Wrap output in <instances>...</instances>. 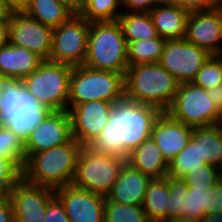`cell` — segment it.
<instances>
[{
  "label": "cell",
  "mask_w": 222,
  "mask_h": 222,
  "mask_svg": "<svg viewBox=\"0 0 222 222\" xmlns=\"http://www.w3.org/2000/svg\"><path fill=\"white\" fill-rule=\"evenodd\" d=\"M162 111L125 97L114 103L109 122L88 147L96 153L127 159L128 154L151 137Z\"/></svg>",
  "instance_id": "cell-1"
},
{
  "label": "cell",
  "mask_w": 222,
  "mask_h": 222,
  "mask_svg": "<svg viewBox=\"0 0 222 222\" xmlns=\"http://www.w3.org/2000/svg\"><path fill=\"white\" fill-rule=\"evenodd\" d=\"M50 111L23 86L22 79L0 75V125L24 144Z\"/></svg>",
  "instance_id": "cell-2"
},
{
  "label": "cell",
  "mask_w": 222,
  "mask_h": 222,
  "mask_svg": "<svg viewBox=\"0 0 222 222\" xmlns=\"http://www.w3.org/2000/svg\"><path fill=\"white\" fill-rule=\"evenodd\" d=\"M180 83L159 62L129 66L125 77V98L166 112Z\"/></svg>",
  "instance_id": "cell-3"
},
{
  "label": "cell",
  "mask_w": 222,
  "mask_h": 222,
  "mask_svg": "<svg viewBox=\"0 0 222 222\" xmlns=\"http://www.w3.org/2000/svg\"><path fill=\"white\" fill-rule=\"evenodd\" d=\"M83 146L70 142L32 154L23 167V179L53 190L72 184L79 152Z\"/></svg>",
  "instance_id": "cell-4"
},
{
  "label": "cell",
  "mask_w": 222,
  "mask_h": 222,
  "mask_svg": "<svg viewBox=\"0 0 222 222\" xmlns=\"http://www.w3.org/2000/svg\"><path fill=\"white\" fill-rule=\"evenodd\" d=\"M84 65L125 77L129 67L127 43L118 21L90 22Z\"/></svg>",
  "instance_id": "cell-5"
},
{
  "label": "cell",
  "mask_w": 222,
  "mask_h": 222,
  "mask_svg": "<svg viewBox=\"0 0 222 222\" xmlns=\"http://www.w3.org/2000/svg\"><path fill=\"white\" fill-rule=\"evenodd\" d=\"M125 97L124 76L85 65L73 67L69 79V111L73 106L102 100L116 103Z\"/></svg>",
  "instance_id": "cell-6"
},
{
  "label": "cell",
  "mask_w": 222,
  "mask_h": 222,
  "mask_svg": "<svg viewBox=\"0 0 222 222\" xmlns=\"http://www.w3.org/2000/svg\"><path fill=\"white\" fill-rule=\"evenodd\" d=\"M72 69L67 64L43 60L34 72L22 79L23 86L50 110H67Z\"/></svg>",
  "instance_id": "cell-7"
},
{
  "label": "cell",
  "mask_w": 222,
  "mask_h": 222,
  "mask_svg": "<svg viewBox=\"0 0 222 222\" xmlns=\"http://www.w3.org/2000/svg\"><path fill=\"white\" fill-rule=\"evenodd\" d=\"M127 159L100 154L83 146L79 152L72 185L104 196L110 192Z\"/></svg>",
  "instance_id": "cell-8"
},
{
  "label": "cell",
  "mask_w": 222,
  "mask_h": 222,
  "mask_svg": "<svg viewBox=\"0 0 222 222\" xmlns=\"http://www.w3.org/2000/svg\"><path fill=\"white\" fill-rule=\"evenodd\" d=\"M172 118L192 128L222 123V113L209 99L206 89L191 83H181L166 111Z\"/></svg>",
  "instance_id": "cell-9"
},
{
  "label": "cell",
  "mask_w": 222,
  "mask_h": 222,
  "mask_svg": "<svg viewBox=\"0 0 222 222\" xmlns=\"http://www.w3.org/2000/svg\"><path fill=\"white\" fill-rule=\"evenodd\" d=\"M89 28L90 22L80 14H74L54 28L49 60L72 67L84 65L87 56Z\"/></svg>",
  "instance_id": "cell-10"
},
{
  "label": "cell",
  "mask_w": 222,
  "mask_h": 222,
  "mask_svg": "<svg viewBox=\"0 0 222 222\" xmlns=\"http://www.w3.org/2000/svg\"><path fill=\"white\" fill-rule=\"evenodd\" d=\"M211 56L185 38L166 40L159 63L181 83H191Z\"/></svg>",
  "instance_id": "cell-11"
},
{
  "label": "cell",
  "mask_w": 222,
  "mask_h": 222,
  "mask_svg": "<svg viewBox=\"0 0 222 222\" xmlns=\"http://www.w3.org/2000/svg\"><path fill=\"white\" fill-rule=\"evenodd\" d=\"M53 28L22 13H11L9 43L27 48L43 60H49L52 49Z\"/></svg>",
  "instance_id": "cell-12"
},
{
  "label": "cell",
  "mask_w": 222,
  "mask_h": 222,
  "mask_svg": "<svg viewBox=\"0 0 222 222\" xmlns=\"http://www.w3.org/2000/svg\"><path fill=\"white\" fill-rule=\"evenodd\" d=\"M73 139L68 110H51L25 143V161L34 153L66 144Z\"/></svg>",
  "instance_id": "cell-13"
},
{
  "label": "cell",
  "mask_w": 222,
  "mask_h": 222,
  "mask_svg": "<svg viewBox=\"0 0 222 222\" xmlns=\"http://www.w3.org/2000/svg\"><path fill=\"white\" fill-rule=\"evenodd\" d=\"M8 195L13 206L14 222H44L47 205L55 191L30 184L22 178L8 191Z\"/></svg>",
  "instance_id": "cell-14"
},
{
  "label": "cell",
  "mask_w": 222,
  "mask_h": 222,
  "mask_svg": "<svg viewBox=\"0 0 222 222\" xmlns=\"http://www.w3.org/2000/svg\"><path fill=\"white\" fill-rule=\"evenodd\" d=\"M185 39L217 55L222 50V3L212 9L190 12Z\"/></svg>",
  "instance_id": "cell-15"
},
{
  "label": "cell",
  "mask_w": 222,
  "mask_h": 222,
  "mask_svg": "<svg viewBox=\"0 0 222 222\" xmlns=\"http://www.w3.org/2000/svg\"><path fill=\"white\" fill-rule=\"evenodd\" d=\"M114 103L96 100L80 103L70 110L72 135L82 146L96 139L109 122Z\"/></svg>",
  "instance_id": "cell-16"
},
{
  "label": "cell",
  "mask_w": 222,
  "mask_h": 222,
  "mask_svg": "<svg viewBox=\"0 0 222 222\" xmlns=\"http://www.w3.org/2000/svg\"><path fill=\"white\" fill-rule=\"evenodd\" d=\"M70 222H105V196L72 184L55 189Z\"/></svg>",
  "instance_id": "cell-17"
},
{
  "label": "cell",
  "mask_w": 222,
  "mask_h": 222,
  "mask_svg": "<svg viewBox=\"0 0 222 222\" xmlns=\"http://www.w3.org/2000/svg\"><path fill=\"white\" fill-rule=\"evenodd\" d=\"M192 129L172 118L167 112H162L153 125L151 138L169 162L186 146L191 138Z\"/></svg>",
  "instance_id": "cell-18"
},
{
  "label": "cell",
  "mask_w": 222,
  "mask_h": 222,
  "mask_svg": "<svg viewBox=\"0 0 222 222\" xmlns=\"http://www.w3.org/2000/svg\"><path fill=\"white\" fill-rule=\"evenodd\" d=\"M151 179L126 162L106 197L120 204L142 206Z\"/></svg>",
  "instance_id": "cell-19"
},
{
  "label": "cell",
  "mask_w": 222,
  "mask_h": 222,
  "mask_svg": "<svg viewBox=\"0 0 222 222\" xmlns=\"http://www.w3.org/2000/svg\"><path fill=\"white\" fill-rule=\"evenodd\" d=\"M43 59L27 48L8 43L0 47V75L23 79L34 72Z\"/></svg>",
  "instance_id": "cell-20"
},
{
  "label": "cell",
  "mask_w": 222,
  "mask_h": 222,
  "mask_svg": "<svg viewBox=\"0 0 222 222\" xmlns=\"http://www.w3.org/2000/svg\"><path fill=\"white\" fill-rule=\"evenodd\" d=\"M127 162L151 178L167 177L169 162L151 137L128 154Z\"/></svg>",
  "instance_id": "cell-21"
},
{
  "label": "cell",
  "mask_w": 222,
  "mask_h": 222,
  "mask_svg": "<svg viewBox=\"0 0 222 222\" xmlns=\"http://www.w3.org/2000/svg\"><path fill=\"white\" fill-rule=\"evenodd\" d=\"M149 13L158 36L165 40L185 38L189 11L174 4L155 6Z\"/></svg>",
  "instance_id": "cell-22"
},
{
  "label": "cell",
  "mask_w": 222,
  "mask_h": 222,
  "mask_svg": "<svg viewBox=\"0 0 222 222\" xmlns=\"http://www.w3.org/2000/svg\"><path fill=\"white\" fill-rule=\"evenodd\" d=\"M169 180L152 178L147 186L143 210L150 222H159L168 219Z\"/></svg>",
  "instance_id": "cell-23"
},
{
  "label": "cell",
  "mask_w": 222,
  "mask_h": 222,
  "mask_svg": "<svg viewBox=\"0 0 222 222\" xmlns=\"http://www.w3.org/2000/svg\"><path fill=\"white\" fill-rule=\"evenodd\" d=\"M191 139L199 141V152L207 164L219 168L222 164V123L195 127Z\"/></svg>",
  "instance_id": "cell-24"
},
{
  "label": "cell",
  "mask_w": 222,
  "mask_h": 222,
  "mask_svg": "<svg viewBox=\"0 0 222 222\" xmlns=\"http://www.w3.org/2000/svg\"><path fill=\"white\" fill-rule=\"evenodd\" d=\"M24 13L53 29L74 15L59 0H30Z\"/></svg>",
  "instance_id": "cell-25"
},
{
  "label": "cell",
  "mask_w": 222,
  "mask_h": 222,
  "mask_svg": "<svg viewBox=\"0 0 222 222\" xmlns=\"http://www.w3.org/2000/svg\"><path fill=\"white\" fill-rule=\"evenodd\" d=\"M126 43L158 36L149 12H124L117 19Z\"/></svg>",
  "instance_id": "cell-26"
},
{
  "label": "cell",
  "mask_w": 222,
  "mask_h": 222,
  "mask_svg": "<svg viewBox=\"0 0 222 222\" xmlns=\"http://www.w3.org/2000/svg\"><path fill=\"white\" fill-rule=\"evenodd\" d=\"M165 42L166 40L160 36L129 42L127 44L128 65L159 62Z\"/></svg>",
  "instance_id": "cell-27"
},
{
  "label": "cell",
  "mask_w": 222,
  "mask_h": 222,
  "mask_svg": "<svg viewBox=\"0 0 222 222\" xmlns=\"http://www.w3.org/2000/svg\"><path fill=\"white\" fill-rule=\"evenodd\" d=\"M202 164H206V162L200 156L199 141H193L190 138L186 146L169 161L167 176L182 178L190 170L196 169Z\"/></svg>",
  "instance_id": "cell-28"
},
{
  "label": "cell",
  "mask_w": 222,
  "mask_h": 222,
  "mask_svg": "<svg viewBox=\"0 0 222 222\" xmlns=\"http://www.w3.org/2000/svg\"><path fill=\"white\" fill-rule=\"evenodd\" d=\"M122 0H85L79 13L88 22L117 21L123 12L116 11Z\"/></svg>",
  "instance_id": "cell-29"
},
{
  "label": "cell",
  "mask_w": 222,
  "mask_h": 222,
  "mask_svg": "<svg viewBox=\"0 0 222 222\" xmlns=\"http://www.w3.org/2000/svg\"><path fill=\"white\" fill-rule=\"evenodd\" d=\"M105 222H150L142 206L120 204L105 196Z\"/></svg>",
  "instance_id": "cell-30"
},
{
  "label": "cell",
  "mask_w": 222,
  "mask_h": 222,
  "mask_svg": "<svg viewBox=\"0 0 222 222\" xmlns=\"http://www.w3.org/2000/svg\"><path fill=\"white\" fill-rule=\"evenodd\" d=\"M212 188L208 189H191L188 188L186 210L181 217L188 222H200L206 215V210L210 209Z\"/></svg>",
  "instance_id": "cell-31"
},
{
  "label": "cell",
  "mask_w": 222,
  "mask_h": 222,
  "mask_svg": "<svg viewBox=\"0 0 222 222\" xmlns=\"http://www.w3.org/2000/svg\"><path fill=\"white\" fill-rule=\"evenodd\" d=\"M0 156L12 159L23 170L25 144L13 131L3 125H0Z\"/></svg>",
  "instance_id": "cell-32"
},
{
  "label": "cell",
  "mask_w": 222,
  "mask_h": 222,
  "mask_svg": "<svg viewBox=\"0 0 222 222\" xmlns=\"http://www.w3.org/2000/svg\"><path fill=\"white\" fill-rule=\"evenodd\" d=\"M219 177V168L206 163L190 170L181 179L191 189H205L207 191L214 187Z\"/></svg>",
  "instance_id": "cell-33"
},
{
  "label": "cell",
  "mask_w": 222,
  "mask_h": 222,
  "mask_svg": "<svg viewBox=\"0 0 222 222\" xmlns=\"http://www.w3.org/2000/svg\"><path fill=\"white\" fill-rule=\"evenodd\" d=\"M168 219L181 218L186 210L189 186L181 178L169 177Z\"/></svg>",
  "instance_id": "cell-34"
},
{
  "label": "cell",
  "mask_w": 222,
  "mask_h": 222,
  "mask_svg": "<svg viewBox=\"0 0 222 222\" xmlns=\"http://www.w3.org/2000/svg\"><path fill=\"white\" fill-rule=\"evenodd\" d=\"M192 83L206 90L222 83V63L216 55L202 65Z\"/></svg>",
  "instance_id": "cell-35"
},
{
  "label": "cell",
  "mask_w": 222,
  "mask_h": 222,
  "mask_svg": "<svg viewBox=\"0 0 222 222\" xmlns=\"http://www.w3.org/2000/svg\"><path fill=\"white\" fill-rule=\"evenodd\" d=\"M23 178V170L10 158L0 156V185L8 192Z\"/></svg>",
  "instance_id": "cell-36"
},
{
  "label": "cell",
  "mask_w": 222,
  "mask_h": 222,
  "mask_svg": "<svg viewBox=\"0 0 222 222\" xmlns=\"http://www.w3.org/2000/svg\"><path fill=\"white\" fill-rule=\"evenodd\" d=\"M44 222H70L62 202L56 195L47 205Z\"/></svg>",
  "instance_id": "cell-37"
},
{
  "label": "cell",
  "mask_w": 222,
  "mask_h": 222,
  "mask_svg": "<svg viewBox=\"0 0 222 222\" xmlns=\"http://www.w3.org/2000/svg\"><path fill=\"white\" fill-rule=\"evenodd\" d=\"M220 3L222 0H175V5L189 12L212 9Z\"/></svg>",
  "instance_id": "cell-38"
},
{
  "label": "cell",
  "mask_w": 222,
  "mask_h": 222,
  "mask_svg": "<svg viewBox=\"0 0 222 222\" xmlns=\"http://www.w3.org/2000/svg\"><path fill=\"white\" fill-rule=\"evenodd\" d=\"M210 209L206 210V215L218 214L222 212V177L220 176L218 182L212 188Z\"/></svg>",
  "instance_id": "cell-39"
},
{
  "label": "cell",
  "mask_w": 222,
  "mask_h": 222,
  "mask_svg": "<svg viewBox=\"0 0 222 222\" xmlns=\"http://www.w3.org/2000/svg\"><path fill=\"white\" fill-rule=\"evenodd\" d=\"M122 6L127 12H150L154 4L152 0H122Z\"/></svg>",
  "instance_id": "cell-40"
},
{
  "label": "cell",
  "mask_w": 222,
  "mask_h": 222,
  "mask_svg": "<svg viewBox=\"0 0 222 222\" xmlns=\"http://www.w3.org/2000/svg\"><path fill=\"white\" fill-rule=\"evenodd\" d=\"M0 222H14L13 206L8 193L0 199Z\"/></svg>",
  "instance_id": "cell-41"
},
{
  "label": "cell",
  "mask_w": 222,
  "mask_h": 222,
  "mask_svg": "<svg viewBox=\"0 0 222 222\" xmlns=\"http://www.w3.org/2000/svg\"><path fill=\"white\" fill-rule=\"evenodd\" d=\"M209 99L222 113V83L206 90Z\"/></svg>",
  "instance_id": "cell-42"
},
{
  "label": "cell",
  "mask_w": 222,
  "mask_h": 222,
  "mask_svg": "<svg viewBox=\"0 0 222 222\" xmlns=\"http://www.w3.org/2000/svg\"><path fill=\"white\" fill-rule=\"evenodd\" d=\"M10 13H22L28 7L30 0H3Z\"/></svg>",
  "instance_id": "cell-43"
},
{
  "label": "cell",
  "mask_w": 222,
  "mask_h": 222,
  "mask_svg": "<svg viewBox=\"0 0 222 222\" xmlns=\"http://www.w3.org/2000/svg\"><path fill=\"white\" fill-rule=\"evenodd\" d=\"M9 19L0 18V47L9 43Z\"/></svg>",
  "instance_id": "cell-44"
},
{
  "label": "cell",
  "mask_w": 222,
  "mask_h": 222,
  "mask_svg": "<svg viewBox=\"0 0 222 222\" xmlns=\"http://www.w3.org/2000/svg\"><path fill=\"white\" fill-rule=\"evenodd\" d=\"M74 14H79L85 5V0H59Z\"/></svg>",
  "instance_id": "cell-45"
},
{
  "label": "cell",
  "mask_w": 222,
  "mask_h": 222,
  "mask_svg": "<svg viewBox=\"0 0 222 222\" xmlns=\"http://www.w3.org/2000/svg\"><path fill=\"white\" fill-rule=\"evenodd\" d=\"M200 222H222V212L218 214L205 215Z\"/></svg>",
  "instance_id": "cell-46"
},
{
  "label": "cell",
  "mask_w": 222,
  "mask_h": 222,
  "mask_svg": "<svg viewBox=\"0 0 222 222\" xmlns=\"http://www.w3.org/2000/svg\"><path fill=\"white\" fill-rule=\"evenodd\" d=\"M11 13L7 10L4 1L0 0V18H10Z\"/></svg>",
  "instance_id": "cell-47"
},
{
  "label": "cell",
  "mask_w": 222,
  "mask_h": 222,
  "mask_svg": "<svg viewBox=\"0 0 222 222\" xmlns=\"http://www.w3.org/2000/svg\"><path fill=\"white\" fill-rule=\"evenodd\" d=\"M155 6L174 5L175 0H152Z\"/></svg>",
  "instance_id": "cell-48"
},
{
  "label": "cell",
  "mask_w": 222,
  "mask_h": 222,
  "mask_svg": "<svg viewBox=\"0 0 222 222\" xmlns=\"http://www.w3.org/2000/svg\"><path fill=\"white\" fill-rule=\"evenodd\" d=\"M159 222H188V221L182 220L181 218H175V219H165Z\"/></svg>",
  "instance_id": "cell-49"
},
{
  "label": "cell",
  "mask_w": 222,
  "mask_h": 222,
  "mask_svg": "<svg viewBox=\"0 0 222 222\" xmlns=\"http://www.w3.org/2000/svg\"><path fill=\"white\" fill-rule=\"evenodd\" d=\"M8 192L0 185V199H2Z\"/></svg>",
  "instance_id": "cell-50"
},
{
  "label": "cell",
  "mask_w": 222,
  "mask_h": 222,
  "mask_svg": "<svg viewBox=\"0 0 222 222\" xmlns=\"http://www.w3.org/2000/svg\"><path fill=\"white\" fill-rule=\"evenodd\" d=\"M222 63V50L216 55Z\"/></svg>",
  "instance_id": "cell-51"
},
{
  "label": "cell",
  "mask_w": 222,
  "mask_h": 222,
  "mask_svg": "<svg viewBox=\"0 0 222 222\" xmlns=\"http://www.w3.org/2000/svg\"><path fill=\"white\" fill-rule=\"evenodd\" d=\"M219 175L222 177V164H221V166L219 167Z\"/></svg>",
  "instance_id": "cell-52"
}]
</instances>
